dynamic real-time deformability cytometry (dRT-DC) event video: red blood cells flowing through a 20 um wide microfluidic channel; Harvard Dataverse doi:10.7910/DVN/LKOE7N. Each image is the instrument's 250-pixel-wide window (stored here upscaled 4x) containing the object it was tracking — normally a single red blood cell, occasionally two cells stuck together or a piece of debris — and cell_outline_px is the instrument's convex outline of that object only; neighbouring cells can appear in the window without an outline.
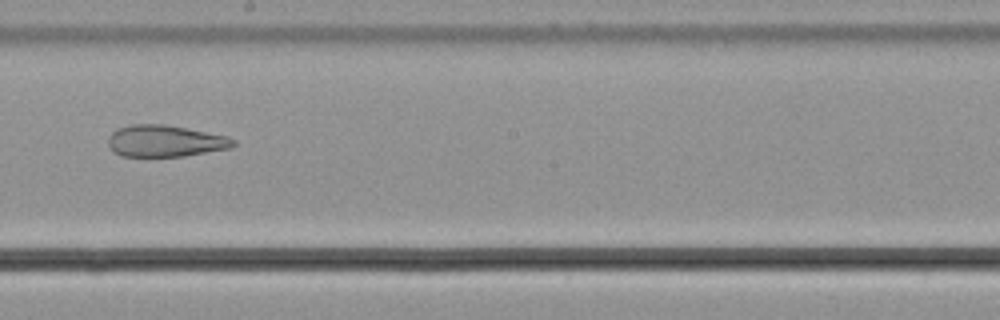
{"species": "common noctule bat (a hibernating species)", "species_latin": "Nyctalus noctula", "temperature_condition": "cold", "stored_images_in_passage": 54, "camera_frame_rate_fps": 3000, "um_per_image_px": 0.085, "animal": {"sex": "male", "body_mass_g": 21.5, "forearm_length_mm": 52.0}, "frame": {"image": 1, "passage_image": 31, "time_ms": 10.0, "image_size_px": [1000, 320], "cell_outline_px": [[236, 144], [232, 148], [184, 156], [120, 156], [112, 152], [108, 144], [108, 136], [116, 128], [132, 124], [164, 124], [228, 136], [236, 140]], "centroid_in_image_um": [14.02, 11.98], "position_along_channel_um": 234.2, "area_um2": 23.29}}
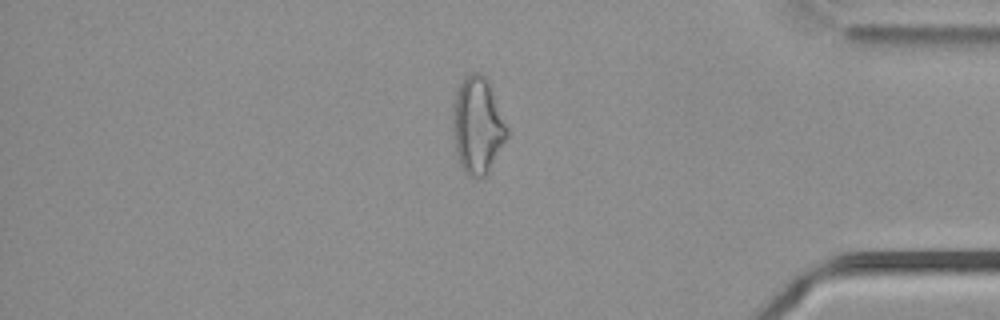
{"frame": {"image": 2, "passage_image": 46, "time_ms": 15.0, "image_size_px": [1000, 320], "cell_outline_px": [[508, 136], [488, 172], [480, 180], [468, 176], [464, 172], [460, 164], [456, 152], [452, 128], [452, 104], [456, 92], [460, 84], [472, 72], [480, 72], [488, 80], [508, 128]], "centroid_in_image_um": [40.58, 10.69], "position_along_channel_um": 394.6, "area_um2": 30.63}}